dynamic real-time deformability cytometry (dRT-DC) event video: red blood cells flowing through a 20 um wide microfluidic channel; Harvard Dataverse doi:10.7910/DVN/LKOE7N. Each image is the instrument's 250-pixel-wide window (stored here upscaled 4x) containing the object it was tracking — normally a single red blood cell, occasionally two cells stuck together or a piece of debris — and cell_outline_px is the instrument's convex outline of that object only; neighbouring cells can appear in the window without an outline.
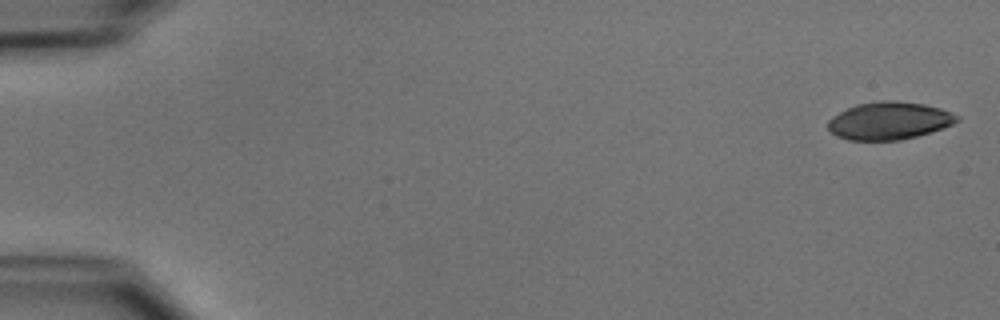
{"species": "common noctule bat (a hibernating species)", "species_latin": "Nyctalus noctula", "temperature_condition": "cold", "stored_images_in_passage": 4, "camera_frame_rate_fps": 3000, "um_per_image_px": 0.085, "animal": {"sex": "male", "body_mass_g": 15.6}, "frame": {"image": 1, "passage_image": 1, "time_ms": 0.0, "image_size_px": [1000, 320], "cell_outline_px": [[960, 120], [952, 124], [916, 136], [900, 140], [848, 140], [836, 136], [828, 128], [828, 120], [832, 116], [856, 104], [880, 100], [892, 100], [924, 104], [940, 108], [952, 112], [960, 116]], "centroid_in_image_um": [75.57, 10.25], "position_along_channel_um": 9.4, "area_um2": 28.21}}